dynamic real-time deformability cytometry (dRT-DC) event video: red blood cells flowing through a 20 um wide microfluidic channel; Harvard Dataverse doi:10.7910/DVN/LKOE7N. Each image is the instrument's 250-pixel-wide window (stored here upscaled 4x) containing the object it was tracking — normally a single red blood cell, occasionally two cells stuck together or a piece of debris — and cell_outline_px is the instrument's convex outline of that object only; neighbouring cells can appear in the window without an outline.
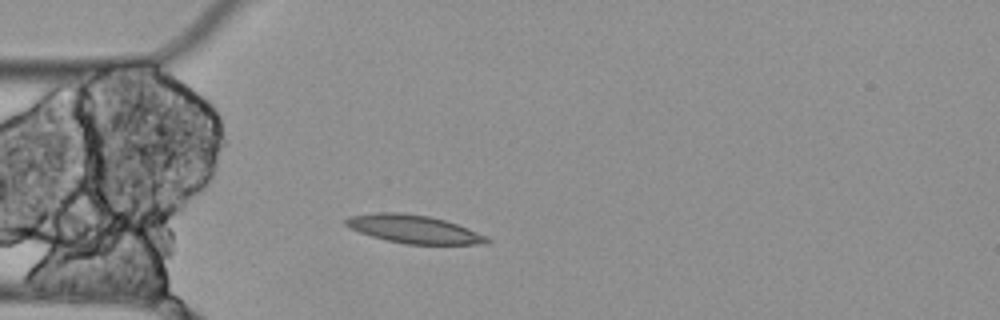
{"species": "Egyptian fruit bat (a non-hibernating species)", "species_latin": "Rousettus aegyptiacus", "temperature_condition": "cold", "stored_images_in_passage": 2, "camera_frame_rate_fps": 3000, "um_per_image_px": 0.085, "animal": {"sex": "female"}, "frame": {"image": 1, "passage_image": 2, "time_ms": 0.333, "image_size_px": [1000, 320], "cell_outline_px": [[492, 240], [488, 244], [408, 244], [388, 240], [372, 236], [348, 228], [344, 224], [344, 220], [348, 216], [376, 212], [400, 212], [428, 216], [444, 220], [468, 228], [488, 236]], "centroid_in_image_um": [35.17, 19.47], "position_along_channel_um": 49.8, "area_um2": 23.18}}